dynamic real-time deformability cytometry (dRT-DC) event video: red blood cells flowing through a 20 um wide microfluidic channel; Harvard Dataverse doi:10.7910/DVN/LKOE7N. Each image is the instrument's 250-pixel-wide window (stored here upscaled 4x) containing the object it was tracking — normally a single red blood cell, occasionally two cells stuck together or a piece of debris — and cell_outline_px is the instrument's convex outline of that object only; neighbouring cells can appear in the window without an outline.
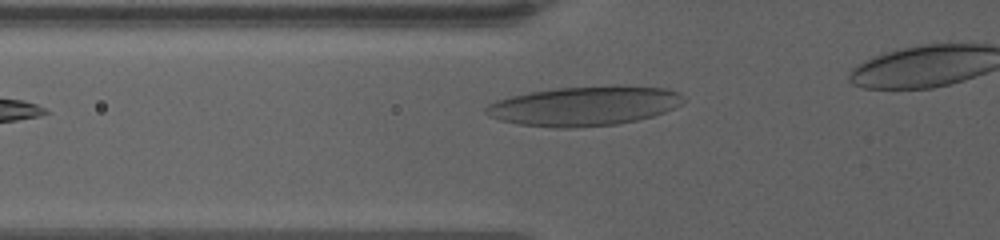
{"species": "human", "species_latin": "Homo sapiens", "temperature_condition": "warm", "stored_images_in_passage": 21, "camera_frame_rate_fps": 3000, "um_per_image_px": 0.085, "donor": {"sex": "female"}, "frame": {"image": 1, "passage_image": 2, "time_ms": 0.667, "image_size_px": [1000, 240], "cell_outline_px": [[688, 100], [664, 112], [652, 116], [636, 120], [616, 124], [568, 128], [552, 128], [520, 124], [500, 120], [488, 116], [484, 112], [484, 108], [488, 104], [496, 100], [528, 92], [556, 88], [612, 84], [628, 84], [668, 88], [680, 92]], "centroid_in_image_um": [49.71, 8.97], "position_along_channel_um": 76.1, "area_um2": 46.24}}
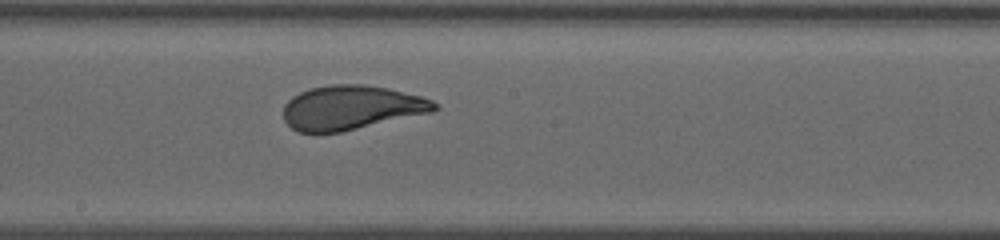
{"frame": {"image": 2, "passage_image": 10, "time_ms": 5.0, "image_size_px": [1000, 240], "cell_outline_px": [[440, 108], [432, 112], [340, 132], [300, 132], [292, 128], [284, 120], [284, 104], [292, 96], [300, 92], [312, 88], [332, 84], [364, 84], [388, 88], [420, 96], [432, 100], [440, 104]], "centroid_in_image_um": [29.88, 9.14], "position_along_channel_um": 218.3, "area_um2": 38.84}}
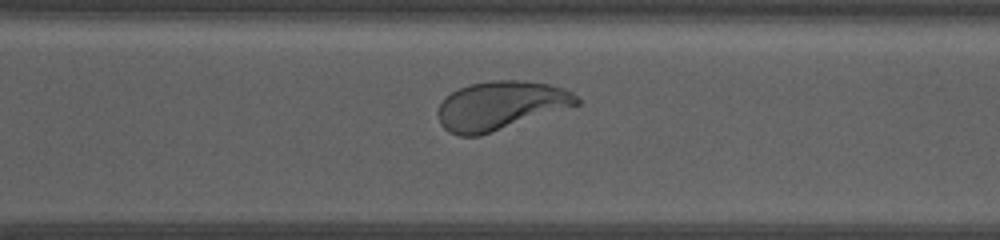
{"frame": {"image": 3, "passage_image": 16, "time_ms": 8.333, "image_size_px": [1000, 240], "cell_outline_px": [[580, 104], [480, 136], [460, 136], [448, 132], [440, 124], [436, 112], [440, 104], [452, 92], [468, 84], [492, 80], [524, 80], [548, 84], [564, 88], [572, 92], [580, 100]], "centroid_in_image_um": [42.53, 8.97], "position_along_channel_um": 328.1, "area_um2": 39.36}}